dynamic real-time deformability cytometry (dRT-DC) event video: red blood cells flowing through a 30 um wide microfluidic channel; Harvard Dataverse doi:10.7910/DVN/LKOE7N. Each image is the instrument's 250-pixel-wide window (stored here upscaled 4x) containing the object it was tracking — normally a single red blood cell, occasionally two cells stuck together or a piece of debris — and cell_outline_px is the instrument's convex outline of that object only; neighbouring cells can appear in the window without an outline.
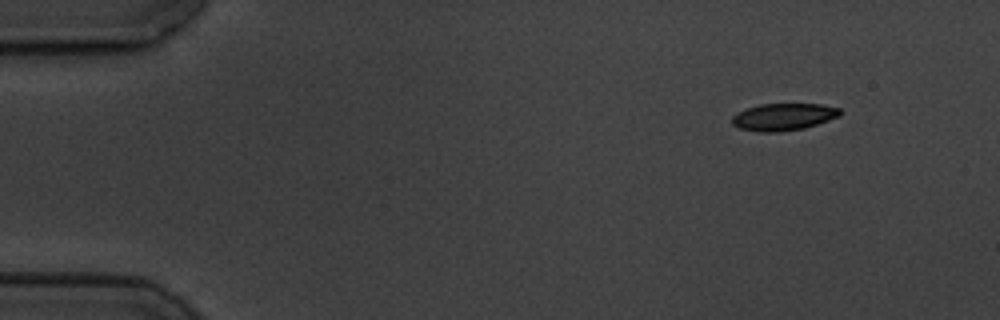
{"species": "common noctule bat (a hibernating species)", "species_latin": "Nyctalus noctula", "temperature_condition": "cold", "stored_images_in_passage": 4, "camera_frame_rate_fps": 3000, "um_per_image_px": 0.085, "animal": {"sex": "male", "body_mass_g": 19.5, "forearm_length_mm": 54.6}, "frame": {"image": 1, "passage_image": 1, "time_ms": 0.0, "image_size_px": [1000, 320], "cell_outline_px": [[840, 116], [804, 128], [780, 132], [760, 132], [740, 128], [732, 124], [732, 116], [736, 112], [760, 104], [824, 104], [840, 108]], "centroid_in_image_um": [66.59, 9.93], "position_along_channel_um": 18.4, "area_um2": 17.05}}
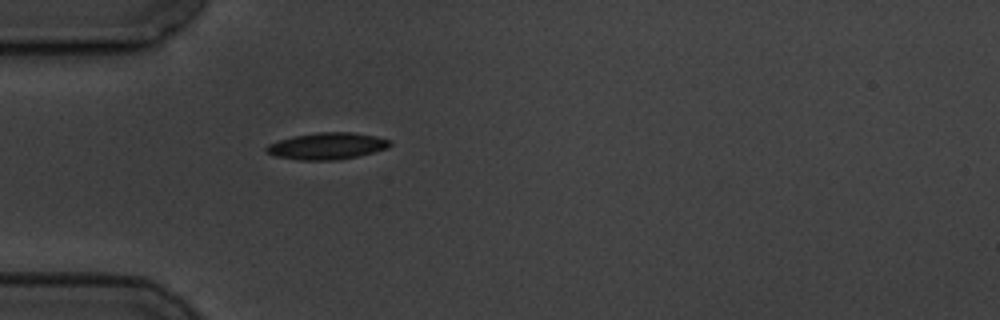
{"frame": {"image": 2, "passage_image": 4, "time_ms": 3.667, "image_size_px": [1000, 320], "cell_outline_px": [[392, 144], [388, 148], [340, 160], [300, 160], [276, 156], [268, 152], [264, 148], [268, 144], [292, 136], [320, 132], [352, 132], [376, 136], [392, 140]], "centroid_in_image_um": [27.83, 12.41], "position_along_channel_um": 57.2, "area_um2": 19.19}}